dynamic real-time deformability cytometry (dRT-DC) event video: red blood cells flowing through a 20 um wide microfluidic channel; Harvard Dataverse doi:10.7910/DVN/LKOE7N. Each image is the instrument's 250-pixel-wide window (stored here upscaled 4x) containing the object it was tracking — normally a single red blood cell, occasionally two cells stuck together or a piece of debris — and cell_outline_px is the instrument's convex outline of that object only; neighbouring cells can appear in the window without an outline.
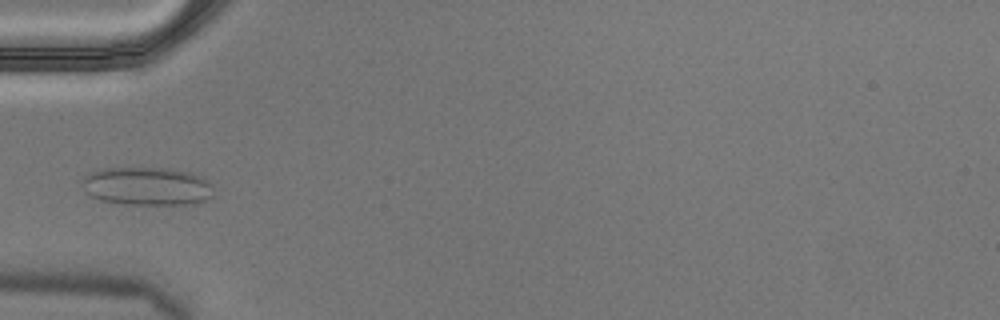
{"species": "Egyptian fruit bat (a non-hibernating species)", "species_latin": "Rousettus aegyptiacus", "temperature_condition": "cold", "stored_images_in_passage": 11, "camera_frame_rate_fps": 3000, "um_per_image_px": 0.085, "animal": {"sex": "male"}, "frame": {"image": 1, "passage_image": 5, "time_ms": 1.333, "image_size_px": [1000, 320], "cell_outline_px": [[212, 196], [196, 204], [124, 204], [100, 200], [84, 192], [80, 184], [80, 180], [84, 176], [100, 168], [168, 168], [192, 172], [204, 176], [212, 184]], "centroid_in_image_um": [12.49, 15.82], "position_along_channel_um": 72.5, "area_um2": 29.82}}